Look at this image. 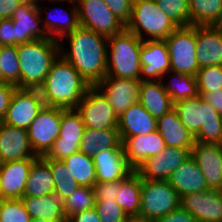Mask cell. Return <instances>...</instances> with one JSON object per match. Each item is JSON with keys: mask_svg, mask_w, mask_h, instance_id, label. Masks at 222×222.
<instances>
[{"mask_svg": "<svg viewBox=\"0 0 222 222\" xmlns=\"http://www.w3.org/2000/svg\"><path fill=\"white\" fill-rule=\"evenodd\" d=\"M63 39L67 40L69 47ZM107 45L106 36L81 26L59 40L60 55L78 70L91 87L107 75Z\"/></svg>", "mask_w": 222, "mask_h": 222, "instance_id": "cell-1", "label": "cell"}, {"mask_svg": "<svg viewBox=\"0 0 222 222\" xmlns=\"http://www.w3.org/2000/svg\"><path fill=\"white\" fill-rule=\"evenodd\" d=\"M90 87L78 70L59 55L39 90L46 106L76 109Z\"/></svg>", "mask_w": 222, "mask_h": 222, "instance_id": "cell-2", "label": "cell"}, {"mask_svg": "<svg viewBox=\"0 0 222 222\" xmlns=\"http://www.w3.org/2000/svg\"><path fill=\"white\" fill-rule=\"evenodd\" d=\"M20 88L39 89L45 82L53 62L60 55L59 41L37 39L19 44Z\"/></svg>", "mask_w": 222, "mask_h": 222, "instance_id": "cell-3", "label": "cell"}, {"mask_svg": "<svg viewBox=\"0 0 222 222\" xmlns=\"http://www.w3.org/2000/svg\"><path fill=\"white\" fill-rule=\"evenodd\" d=\"M174 109L195 142L222 143V115L201 95L174 103Z\"/></svg>", "mask_w": 222, "mask_h": 222, "instance_id": "cell-4", "label": "cell"}, {"mask_svg": "<svg viewBox=\"0 0 222 222\" xmlns=\"http://www.w3.org/2000/svg\"><path fill=\"white\" fill-rule=\"evenodd\" d=\"M143 40L126 28L108 37L107 75L117 78H140V52Z\"/></svg>", "mask_w": 222, "mask_h": 222, "instance_id": "cell-5", "label": "cell"}, {"mask_svg": "<svg viewBox=\"0 0 222 222\" xmlns=\"http://www.w3.org/2000/svg\"><path fill=\"white\" fill-rule=\"evenodd\" d=\"M178 26L173 23L155 0H134L132 15L126 29L141 40H165Z\"/></svg>", "mask_w": 222, "mask_h": 222, "instance_id": "cell-6", "label": "cell"}, {"mask_svg": "<svg viewBox=\"0 0 222 222\" xmlns=\"http://www.w3.org/2000/svg\"><path fill=\"white\" fill-rule=\"evenodd\" d=\"M180 196L168 180L142 179L141 206L138 217L160 219L180 207Z\"/></svg>", "mask_w": 222, "mask_h": 222, "instance_id": "cell-7", "label": "cell"}, {"mask_svg": "<svg viewBox=\"0 0 222 222\" xmlns=\"http://www.w3.org/2000/svg\"><path fill=\"white\" fill-rule=\"evenodd\" d=\"M170 71L196 76L199 64L196 57V26L178 27L166 39Z\"/></svg>", "mask_w": 222, "mask_h": 222, "instance_id": "cell-8", "label": "cell"}, {"mask_svg": "<svg viewBox=\"0 0 222 222\" xmlns=\"http://www.w3.org/2000/svg\"><path fill=\"white\" fill-rule=\"evenodd\" d=\"M79 25L103 36L120 33L126 25L118 19L103 0H77Z\"/></svg>", "mask_w": 222, "mask_h": 222, "instance_id": "cell-9", "label": "cell"}, {"mask_svg": "<svg viewBox=\"0 0 222 222\" xmlns=\"http://www.w3.org/2000/svg\"><path fill=\"white\" fill-rule=\"evenodd\" d=\"M62 108L46 106L39 111L28 130L29 142L37 157L52 149L61 129Z\"/></svg>", "mask_w": 222, "mask_h": 222, "instance_id": "cell-10", "label": "cell"}, {"mask_svg": "<svg viewBox=\"0 0 222 222\" xmlns=\"http://www.w3.org/2000/svg\"><path fill=\"white\" fill-rule=\"evenodd\" d=\"M76 109L82 116L85 128L118 129L119 117L96 87L87 90Z\"/></svg>", "mask_w": 222, "mask_h": 222, "instance_id": "cell-11", "label": "cell"}, {"mask_svg": "<svg viewBox=\"0 0 222 222\" xmlns=\"http://www.w3.org/2000/svg\"><path fill=\"white\" fill-rule=\"evenodd\" d=\"M85 125L77 109H63L59 137L46 157L50 160H63L80 151V141Z\"/></svg>", "mask_w": 222, "mask_h": 222, "instance_id": "cell-12", "label": "cell"}, {"mask_svg": "<svg viewBox=\"0 0 222 222\" xmlns=\"http://www.w3.org/2000/svg\"><path fill=\"white\" fill-rule=\"evenodd\" d=\"M44 105L39 89L16 88L2 122L28 129Z\"/></svg>", "mask_w": 222, "mask_h": 222, "instance_id": "cell-13", "label": "cell"}, {"mask_svg": "<svg viewBox=\"0 0 222 222\" xmlns=\"http://www.w3.org/2000/svg\"><path fill=\"white\" fill-rule=\"evenodd\" d=\"M140 78L126 79L105 76L95 87L104 95L119 117L139 100Z\"/></svg>", "mask_w": 222, "mask_h": 222, "instance_id": "cell-14", "label": "cell"}, {"mask_svg": "<svg viewBox=\"0 0 222 222\" xmlns=\"http://www.w3.org/2000/svg\"><path fill=\"white\" fill-rule=\"evenodd\" d=\"M191 156V149L168 147L148 157L135 171L145 180H168L170 175Z\"/></svg>", "mask_w": 222, "mask_h": 222, "instance_id": "cell-15", "label": "cell"}, {"mask_svg": "<svg viewBox=\"0 0 222 222\" xmlns=\"http://www.w3.org/2000/svg\"><path fill=\"white\" fill-rule=\"evenodd\" d=\"M180 206L190 212L197 222H222V190L208 189L184 195Z\"/></svg>", "mask_w": 222, "mask_h": 222, "instance_id": "cell-16", "label": "cell"}, {"mask_svg": "<svg viewBox=\"0 0 222 222\" xmlns=\"http://www.w3.org/2000/svg\"><path fill=\"white\" fill-rule=\"evenodd\" d=\"M170 57L165 40H145L140 52V80H161L170 71Z\"/></svg>", "mask_w": 222, "mask_h": 222, "instance_id": "cell-17", "label": "cell"}, {"mask_svg": "<svg viewBox=\"0 0 222 222\" xmlns=\"http://www.w3.org/2000/svg\"><path fill=\"white\" fill-rule=\"evenodd\" d=\"M191 157L201 169L208 188L222 190V144L195 142Z\"/></svg>", "mask_w": 222, "mask_h": 222, "instance_id": "cell-18", "label": "cell"}, {"mask_svg": "<svg viewBox=\"0 0 222 222\" xmlns=\"http://www.w3.org/2000/svg\"><path fill=\"white\" fill-rule=\"evenodd\" d=\"M37 158L31 148L27 129L0 123V164Z\"/></svg>", "mask_w": 222, "mask_h": 222, "instance_id": "cell-19", "label": "cell"}, {"mask_svg": "<svg viewBox=\"0 0 222 222\" xmlns=\"http://www.w3.org/2000/svg\"><path fill=\"white\" fill-rule=\"evenodd\" d=\"M41 3L40 1L37 6L41 15L43 28L49 38L59 41L63 36L74 32L80 26L76 3L69 2L70 9H64L62 6H54L51 8L52 10L49 8L50 11L47 6L45 8L41 7Z\"/></svg>", "mask_w": 222, "mask_h": 222, "instance_id": "cell-20", "label": "cell"}, {"mask_svg": "<svg viewBox=\"0 0 222 222\" xmlns=\"http://www.w3.org/2000/svg\"><path fill=\"white\" fill-rule=\"evenodd\" d=\"M11 19L15 32V46L37 39L49 38L43 28L37 4L22 2Z\"/></svg>", "mask_w": 222, "mask_h": 222, "instance_id": "cell-21", "label": "cell"}, {"mask_svg": "<svg viewBox=\"0 0 222 222\" xmlns=\"http://www.w3.org/2000/svg\"><path fill=\"white\" fill-rule=\"evenodd\" d=\"M96 182H113L126 179L135 170L129 165L124 148H110L93 157Z\"/></svg>", "mask_w": 222, "mask_h": 222, "instance_id": "cell-22", "label": "cell"}, {"mask_svg": "<svg viewBox=\"0 0 222 222\" xmlns=\"http://www.w3.org/2000/svg\"><path fill=\"white\" fill-rule=\"evenodd\" d=\"M22 159L0 164V194L4 199H21L33 162Z\"/></svg>", "mask_w": 222, "mask_h": 222, "instance_id": "cell-23", "label": "cell"}, {"mask_svg": "<svg viewBox=\"0 0 222 222\" xmlns=\"http://www.w3.org/2000/svg\"><path fill=\"white\" fill-rule=\"evenodd\" d=\"M129 165L136 170L151 156L158 155L166 148L161 134L156 130L147 135L121 138Z\"/></svg>", "mask_w": 222, "mask_h": 222, "instance_id": "cell-24", "label": "cell"}, {"mask_svg": "<svg viewBox=\"0 0 222 222\" xmlns=\"http://www.w3.org/2000/svg\"><path fill=\"white\" fill-rule=\"evenodd\" d=\"M196 57L199 68L222 66V28L196 26Z\"/></svg>", "mask_w": 222, "mask_h": 222, "instance_id": "cell-25", "label": "cell"}, {"mask_svg": "<svg viewBox=\"0 0 222 222\" xmlns=\"http://www.w3.org/2000/svg\"><path fill=\"white\" fill-rule=\"evenodd\" d=\"M157 130V119L139 103L132 104L119 116L120 138L147 135Z\"/></svg>", "mask_w": 222, "mask_h": 222, "instance_id": "cell-26", "label": "cell"}, {"mask_svg": "<svg viewBox=\"0 0 222 222\" xmlns=\"http://www.w3.org/2000/svg\"><path fill=\"white\" fill-rule=\"evenodd\" d=\"M168 182L177 191L180 198L209 189L201 169L191 156L170 175Z\"/></svg>", "mask_w": 222, "mask_h": 222, "instance_id": "cell-27", "label": "cell"}, {"mask_svg": "<svg viewBox=\"0 0 222 222\" xmlns=\"http://www.w3.org/2000/svg\"><path fill=\"white\" fill-rule=\"evenodd\" d=\"M157 131L168 147L192 149L195 144V137L182 124L174 108L157 119Z\"/></svg>", "mask_w": 222, "mask_h": 222, "instance_id": "cell-28", "label": "cell"}, {"mask_svg": "<svg viewBox=\"0 0 222 222\" xmlns=\"http://www.w3.org/2000/svg\"><path fill=\"white\" fill-rule=\"evenodd\" d=\"M138 102L156 119L174 108L161 80L141 81Z\"/></svg>", "mask_w": 222, "mask_h": 222, "instance_id": "cell-29", "label": "cell"}, {"mask_svg": "<svg viewBox=\"0 0 222 222\" xmlns=\"http://www.w3.org/2000/svg\"><path fill=\"white\" fill-rule=\"evenodd\" d=\"M26 211L31 219L42 218L50 222H66L62 200L51 193L43 197H22Z\"/></svg>", "mask_w": 222, "mask_h": 222, "instance_id": "cell-30", "label": "cell"}, {"mask_svg": "<svg viewBox=\"0 0 222 222\" xmlns=\"http://www.w3.org/2000/svg\"><path fill=\"white\" fill-rule=\"evenodd\" d=\"M110 148H123L118 129L85 128L80 141V151L89 157Z\"/></svg>", "mask_w": 222, "mask_h": 222, "instance_id": "cell-31", "label": "cell"}, {"mask_svg": "<svg viewBox=\"0 0 222 222\" xmlns=\"http://www.w3.org/2000/svg\"><path fill=\"white\" fill-rule=\"evenodd\" d=\"M54 193V180L49 164L38 157L32 164L23 197H43Z\"/></svg>", "mask_w": 222, "mask_h": 222, "instance_id": "cell-32", "label": "cell"}, {"mask_svg": "<svg viewBox=\"0 0 222 222\" xmlns=\"http://www.w3.org/2000/svg\"><path fill=\"white\" fill-rule=\"evenodd\" d=\"M142 178L134 171L126 179L120 180L116 202L128 216H139L141 206Z\"/></svg>", "mask_w": 222, "mask_h": 222, "instance_id": "cell-33", "label": "cell"}, {"mask_svg": "<svg viewBox=\"0 0 222 222\" xmlns=\"http://www.w3.org/2000/svg\"><path fill=\"white\" fill-rule=\"evenodd\" d=\"M190 26H219L222 23V0H189Z\"/></svg>", "mask_w": 222, "mask_h": 222, "instance_id": "cell-34", "label": "cell"}, {"mask_svg": "<svg viewBox=\"0 0 222 222\" xmlns=\"http://www.w3.org/2000/svg\"><path fill=\"white\" fill-rule=\"evenodd\" d=\"M161 81L173 103L198 95L196 76L169 71L162 77Z\"/></svg>", "mask_w": 222, "mask_h": 222, "instance_id": "cell-35", "label": "cell"}, {"mask_svg": "<svg viewBox=\"0 0 222 222\" xmlns=\"http://www.w3.org/2000/svg\"><path fill=\"white\" fill-rule=\"evenodd\" d=\"M63 163L79 186L93 187L96 183V170L93 158L79 151L64 158Z\"/></svg>", "mask_w": 222, "mask_h": 222, "instance_id": "cell-36", "label": "cell"}, {"mask_svg": "<svg viewBox=\"0 0 222 222\" xmlns=\"http://www.w3.org/2000/svg\"><path fill=\"white\" fill-rule=\"evenodd\" d=\"M50 166L54 180V194L61 200L69 197L79 185L74 178L69 175V169L61 160H50L46 156L42 157Z\"/></svg>", "mask_w": 222, "mask_h": 222, "instance_id": "cell-37", "label": "cell"}, {"mask_svg": "<svg viewBox=\"0 0 222 222\" xmlns=\"http://www.w3.org/2000/svg\"><path fill=\"white\" fill-rule=\"evenodd\" d=\"M66 219L70 216L95 207L93 187L79 186L69 197L62 200Z\"/></svg>", "mask_w": 222, "mask_h": 222, "instance_id": "cell-38", "label": "cell"}, {"mask_svg": "<svg viewBox=\"0 0 222 222\" xmlns=\"http://www.w3.org/2000/svg\"><path fill=\"white\" fill-rule=\"evenodd\" d=\"M1 82L20 88V62L17 46H0Z\"/></svg>", "mask_w": 222, "mask_h": 222, "instance_id": "cell-39", "label": "cell"}, {"mask_svg": "<svg viewBox=\"0 0 222 222\" xmlns=\"http://www.w3.org/2000/svg\"><path fill=\"white\" fill-rule=\"evenodd\" d=\"M158 8L178 27L190 26L189 0H155Z\"/></svg>", "mask_w": 222, "mask_h": 222, "instance_id": "cell-40", "label": "cell"}, {"mask_svg": "<svg viewBox=\"0 0 222 222\" xmlns=\"http://www.w3.org/2000/svg\"><path fill=\"white\" fill-rule=\"evenodd\" d=\"M198 94L204 96L206 93L222 89V66H206L198 70L197 75Z\"/></svg>", "mask_w": 222, "mask_h": 222, "instance_id": "cell-41", "label": "cell"}, {"mask_svg": "<svg viewBox=\"0 0 222 222\" xmlns=\"http://www.w3.org/2000/svg\"><path fill=\"white\" fill-rule=\"evenodd\" d=\"M21 199H4L0 209V222H31Z\"/></svg>", "mask_w": 222, "mask_h": 222, "instance_id": "cell-42", "label": "cell"}, {"mask_svg": "<svg viewBox=\"0 0 222 222\" xmlns=\"http://www.w3.org/2000/svg\"><path fill=\"white\" fill-rule=\"evenodd\" d=\"M95 209L101 222H121L128 217L116 200L95 201Z\"/></svg>", "mask_w": 222, "mask_h": 222, "instance_id": "cell-43", "label": "cell"}, {"mask_svg": "<svg viewBox=\"0 0 222 222\" xmlns=\"http://www.w3.org/2000/svg\"><path fill=\"white\" fill-rule=\"evenodd\" d=\"M120 189V180L113 182H96L93 185L95 201L116 200Z\"/></svg>", "mask_w": 222, "mask_h": 222, "instance_id": "cell-44", "label": "cell"}, {"mask_svg": "<svg viewBox=\"0 0 222 222\" xmlns=\"http://www.w3.org/2000/svg\"><path fill=\"white\" fill-rule=\"evenodd\" d=\"M108 4L112 13L125 25L129 22L134 0H103Z\"/></svg>", "mask_w": 222, "mask_h": 222, "instance_id": "cell-45", "label": "cell"}, {"mask_svg": "<svg viewBox=\"0 0 222 222\" xmlns=\"http://www.w3.org/2000/svg\"><path fill=\"white\" fill-rule=\"evenodd\" d=\"M0 46H15V32L11 18L0 20Z\"/></svg>", "mask_w": 222, "mask_h": 222, "instance_id": "cell-46", "label": "cell"}, {"mask_svg": "<svg viewBox=\"0 0 222 222\" xmlns=\"http://www.w3.org/2000/svg\"><path fill=\"white\" fill-rule=\"evenodd\" d=\"M17 86L9 83H0V123L3 121L9 107L11 97Z\"/></svg>", "mask_w": 222, "mask_h": 222, "instance_id": "cell-47", "label": "cell"}, {"mask_svg": "<svg viewBox=\"0 0 222 222\" xmlns=\"http://www.w3.org/2000/svg\"><path fill=\"white\" fill-rule=\"evenodd\" d=\"M154 222H197L195 217L181 206L166 216Z\"/></svg>", "mask_w": 222, "mask_h": 222, "instance_id": "cell-48", "label": "cell"}, {"mask_svg": "<svg viewBox=\"0 0 222 222\" xmlns=\"http://www.w3.org/2000/svg\"><path fill=\"white\" fill-rule=\"evenodd\" d=\"M66 222H101L94 208L70 216Z\"/></svg>", "mask_w": 222, "mask_h": 222, "instance_id": "cell-49", "label": "cell"}, {"mask_svg": "<svg viewBox=\"0 0 222 222\" xmlns=\"http://www.w3.org/2000/svg\"><path fill=\"white\" fill-rule=\"evenodd\" d=\"M21 3L20 0H0V20L11 18Z\"/></svg>", "mask_w": 222, "mask_h": 222, "instance_id": "cell-50", "label": "cell"}, {"mask_svg": "<svg viewBox=\"0 0 222 222\" xmlns=\"http://www.w3.org/2000/svg\"><path fill=\"white\" fill-rule=\"evenodd\" d=\"M204 100L208 102L219 114L222 115V89L206 93L203 96Z\"/></svg>", "mask_w": 222, "mask_h": 222, "instance_id": "cell-51", "label": "cell"}, {"mask_svg": "<svg viewBox=\"0 0 222 222\" xmlns=\"http://www.w3.org/2000/svg\"><path fill=\"white\" fill-rule=\"evenodd\" d=\"M42 2H47V3H51V4H57V3H60L62 5V3L64 2L65 5L69 2H72V3H76L77 0H41ZM55 2V3H54ZM67 2V3H66Z\"/></svg>", "mask_w": 222, "mask_h": 222, "instance_id": "cell-52", "label": "cell"}, {"mask_svg": "<svg viewBox=\"0 0 222 222\" xmlns=\"http://www.w3.org/2000/svg\"><path fill=\"white\" fill-rule=\"evenodd\" d=\"M133 222H154L142 217H138V216H133Z\"/></svg>", "mask_w": 222, "mask_h": 222, "instance_id": "cell-53", "label": "cell"}, {"mask_svg": "<svg viewBox=\"0 0 222 222\" xmlns=\"http://www.w3.org/2000/svg\"><path fill=\"white\" fill-rule=\"evenodd\" d=\"M20 1L24 3L38 4L41 0H20Z\"/></svg>", "mask_w": 222, "mask_h": 222, "instance_id": "cell-54", "label": "cell"}, {"mask_svg": "<svg viewBox=\"0 0 222 222\" xmlns=\"http://www.w3.org/2000/svg\"><path fill=\"white\" fill-rule=\"evenodd\" d=\"M31 222H50V221H46L42 218H38V219H32Z\"/></svg>", "mask_w": 222, "mask_h": 222, "instance_id": "cell-55", "label": "cell"}, {"mask_svg": "<svg viewBox=\"0 0 222 222\" xmlns=\"http://www.w3.org/2000/svg\"><path fill=\"white\" fill-rule=\"evenodd\" d=\"M121 222H133V216H128L126 219H124Z\"/></svg>", "mask_w": 222, "mask_h": 222, "instance_id": "cell-56", "label": "cell"}, {"mask_svg": "<svg viewBox=\"0 0 222 222\" xmlns=\"http://www.w3.org/2000/svg\"><path fill=\"white\" fill-rule=\"evenodd\" d=\"M3 201H4V198L0 197V209H1Z\"/></svg>", "mask_w": 222, "mask_h": 222, "instance_id": "cell-57", "label": "cell"}, {"mask_svg": "<svg viewBox=\"0 0 222 222\" xmlns=\"http://www.w3.org/2000/svg\"><path fill=\"white\" fill-rule=\"evenodd\" d=\"M0 83H1V57H0Z\"/></svg>", "mask_w": 222, "mask_h": 222, "instance_id": "cell-58", "label": "cell"}]
</instances>
